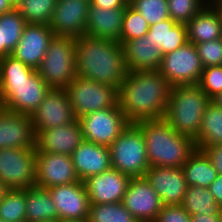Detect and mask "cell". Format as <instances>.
Returning <instances> with one entry per match:
<instances>
[{"mask_svg":"<svg viewBox=\"0 0 222 222\" xmlns=\"http://www.w3.org/2000/svg\"><path fill=\"white\" fill-rule=\"evenodd\" d=\"M82 127L77 119L73 123L41 130L36 134V152L71 156L83 141Z\"/></svg>","mask_w":222,"mask_h":222,"instance_id":"cell-21","label":"cell"},{"mask_svg":"<svg viewBox=\"0 0 222 222\" xmlns=\"http://www.w3.org/2000/svg\"><path fill=\"white\" fill-rule=\"evenodd\" d=\"M131 177L110 168L83 181L90 204L121 203Z\"/></svg>","mask_w":222,"mask_h":222,"instance_id":"cell-17","label":"cell"},{"mask_svg":"<svg viewBox=\"0 0 222 222\" xmlns=\"http://www.w3.org/2000/svg\"><path fill=\"white\" fill-rule=\"evenodd\" d=\"M15 8V5L11 0H0V15L10 12Z\"/></svg>","mask_w":222,"mask_h":222,"instance_id":"cell-45","label":"cell"},{"mask_svg":"<svg viewBox=\"0 0 222 222\" xmlns=\"http://www.w3.org/2000/svg\"><path fill=\"white\" fill-rule=\"evenodd\" d=\"M77 77L119 89L127 76V67L120 42L88 35L76 38Z\"/></svg>","mask_w":222,"mask_h":222,"instance_id":"cell-3","label":"cell"},{"mask_svg":"<svg viewBox=\"0 0 222 222\" xmlns=\"http://www.w3.org/2000/svg\"><path fill=\"white\" fill-rule=\"evenodd\" d=\"M51 88L36 69L12 55L0 58V104L31 116Z\"/></svg>","mask_w":222,"mask_h":222,"instance_id":"cell-2","label":"cell"},{"mask_svg":"<svg viewBox=\"0 0 222 222\" xmlns=\"http://www.w3.org/2000/svg\"><path fill=\"white\" fill-rule=\"evenodd\" d=\"M146 36L161 49L163 55L188 42L186 24L176 23L171 18L149 26Z\"/></svg>","mask_w":222,"mask_h":222,"instance_id":"cell-26","label":"cell"},{"mask_svg":"<svg viewBox=\"0 0 222 222\" xmlns=\"http://www.w3.org/2000/svg\"><path fill=\"white\" fill-rule=\"evenodd\" d=\"M111 167L133 177H143L150 167L141 128L129 123L109 146Z\"/></svg>","mask_w":222,"mask_h":222,"instance_id":"cell-7","label":"cell"},{"mask_svg":"<svg viewBox=\"0 0 222 222\" xmlns=\"http://www.w3.org/2000/svg\"><path fill=\"white\" fill-rule=\"evenodd\" d=\"M37 72L50 88L65 89L77 76L76 38L54 36Z\"/></svg>","mask_w":222,"mask_h":222,"instance_id":"cell-6","label":"cell"},{"mask_svg":"<svg viewBox=\"0 0 222 222\" xmlns=\"http://www.w3.org/2000/svg\"><path fill=\"white\" fill-rule=\"evenodd\" d=\"M144 177L157 192L163 205H181L188 187L181 167L151 166L145 171Z\"/></svg>","mask_w":222,"mask_h":222,"instance_id":"cell-19","label":"cell"},{"mask_svg":"<svg viewBox=\"0 0 222 222\" xmlns=\"http://www.w3.org/2000/svg\"><path fill=\"white\" fill-rule=\"evenodd\" d=\"M190 218L181 205H163L154 222H190Z\"/></svg>","mask_w":222,"mask_h":222,"instance_id":"cell-40","label":"cell"},{"mask_svg":"<svg viewBox=\"0 0 222 222\" xmlns=\"http://www.w3.org/2000/svg\"><path fill=\"white\" fill-rule=\"evenodd\" d=\"M57 0H21L15 8L27 24H48Z\"/></svg>","mask_w":222,"mask_h":222,"instance_id":"cell-32","label":"cell"},{"mask_svg":"<svg viewBox=\"0 0 222 222\" xmlns=\"http://www.w3.org/2000/svg\"><path fill=\"white\" fill-rule=\"evenodd\" d=\"M218 7L221 9L222 11V1L218 4Z\"/></svg>","mask_w":222,"mask_h":222,"instance_id":"cell-51","label":"cell"},{"mask_svg":"<svg viewBox=\"0 0 222 222\" xmlns=\"http://www.w3.org/2000/svg\"><path fill=\"white\" fill-rule=\"evenodd\" d=\"M121 203L139 222H154L163 206L144 176L130 179Z\"/></svg>","mask_w":222,"mask_h":222,"instance_id":"cell-13","label":"cell"},{"mask_svg":"<svg viewBox=\"0 0 222 222\" xmlns=\"http://www.w3.org/2000/svg\"><path fill=\"white\" fill-rule=\"evenodd\" d=\"M211 101L198 85L172 86L164 119L174 131L195 140Z\"/></svg>","mask_w":222,"mask_h":222,"instance_id":"cell-5","label":"cell"},{"mask_svg":"<svg viewBox=\"0 0 222 222\" xmlns=\"http://www.w3.org/2000/svg\"><path fill=\"white\" fill-rule=\"evenodd\" d=\"M122 48L127 71L159 69L163 54L147 36L125 41Z\"/></svg>","mask_w":222,"mask_h":222,"instance_id":"cell-24","label":"cell"},{"mask_svg":"<svg viewBox=\"0 0 222 222\" xmlns=\"http://www.w3.org/2000/svg\"><path fill=\"white\" fill-rule=\"evenodd\" d=\"M187 186L208 188L218 173L201 149H196L181 167Z\"/></svg>","mask_w":222,"mask_h":222,"instance_id":"cell-28","label":"cell"},{"mask_svg":"<svg viewBox=\"0 0 222 222\" xmlns=\"http://www.w3.org/2000/svg\"><path fill=\"white\" fill-rule=\"evenodd\" d=\"M198 86L212 100L222 92V65L203 68Z\"/></svg>","mask_w":222,"mask_h":222,"instance_id":"cell-38","label":"cell"},{"mask_svg":"<svg viewBox=\"0 0 222 222\" xmlns=\"http://www.w3.org/2000/svg\"><path fill=\"white\" fill-rule=\"evenodd\" d=\"M148 31L149 25L147 21L128 5L123 16L121 39L119 42L123 44L125 41L146 36Z\"/></svg>","mask_w":222,"mask_h":222,"instance_id":"cell-36","label":"cell"},{"mask_svg":"<svg viewBox=\"0 0 222 222\" xmlns=\"http://www.w3.org/2000/svg\"><path fill=\"white\" fill-rule=\"evenodd\" d=\"M187 40L193 44L222 39V11L206 5L187 24Z\"/></svg>","mask_w":222,"mask_h":222,"instance_id":"cell-25","label":"cell"},{"mask_svg":"<svg viewBox=\"0 0 222 222\" xmlns=\"http://www.w3.org/2000/svg\"><path fill=\"white\" fill-rule=\"evenodd\" d=\"M48 190L56 205L58 220H88L90 201L82 181Z\"/></svg>","mask_w":222,"mask_h":222,"instance_id":"cell-16","label":"cell"},{"mask_svg":"<svg viewBox=\"0 0 222 222\" xmlns=\"http://www.w3.org/2000/svg\"><path fill=\"white\" fill-rule=\"evenodd\" d=\"M219 143H222V108L211 101L204 112L195 144L208 147Z\"/></svg>","mask_w":222,"mask_h":222,"instance_id":"cell-30","label":"cell"},{"mask_svg":"<svg viewBox=\"0 0 222 222\" xmlns=\"http://www.w3.org/2000/svg\"><path fill=\"white\" fill-rule=\"evenodd\" d=\"M190 222H221L220 216H213L210 214H195L191 216Z\"/></svg>","mask_w":222,"mask_h":222,"instance_id":"cell-44","label":"cell"},{"mask_svg":"<svg viewBox=\"0 0 222 222\" xmlns=\"http://www.w3.org/2000/svg\"><path fill=\"white\" fill-rule=\"evenodd\" d=\"M57 222H88V220H57Z\"/></svg>","mask_w":222,"mask_h":222,"instance_id":"cell-49","label":"cell"},{"mask_svg":"<svg viewBox=\"0 0 222 222\" xmlns=\"http://www.w3.org/2000/svg\"><path fill=\"white\" fill-rule=\"evenodd\" d=\"M79 181L71 156L36 152V186L49 189Z\"/></svg>","mask_w":222,"mask_h":222,"instance_id":"cell-14","label":"cell"},{"mask_svg":"<svg viewBox=\"0 0 222 222\" xmlns=\"http://www.w3.org/2000/svg\"><path fill=\"white\" fill-rule=\"evenodd\" d=\"M218 205L222 207V174H218L216 179L208 187Z\"/></svg>","mask_w":222,"mask_h":222,"instance_id":"cell-43","label":"cell"},{"mask_svg":"<svg viewBox=\"0 0 222 222\" xmlns=\"http://www.w3.org/2000/svg\"><path fill=\"white\" fill-rule=\"evenodd\" d=\"M77 118L65 89H52L31 115L35 134L41 130L68 125Z\"/></svg>","mask_w":222,"mask_h":222,"instance_id":"cell-12","label":"cell"},{"mask_svg":"<svg viewBox=\"0 0 222 222\" xmlns=\"http://www.w3.org/2000/svg\"><path fill=\"white\" fill-rule=\"evenodd\" d=\"M171 89L158 70L128 71L118 89V105L130 123L163 119Z\"/></svg>","mask_w":222,"mask_h":222,"instance_id":"cell-1","label":"cell"},{"mask_svg":"<svg viewBox=\"0 0 222 222\" xmlns=\"http://www.w3.org/2000/svg\"><path fill=\"white\" fill-rule=\"evenodd\" d=\"M205 5L218 6L222 0H201Z\"/></svg>","mask_w":222,"mask_h":222,"instance_id":"cell-48","label":"cell"},{"mask_svg":"<svg viewBox=\"0 0 222 222\" xmlns=\"http://www.w3.org/2000/svg\"><path fill=\"white\" fill-rule=\"evenodd\" d=\"M136 124L143 132L150 167H182L197 149L194 139L174 131L164 118Z\"/></svg>","mask_w":222,"mask_h":222,"instance_id":"cell-4","label":"cell"},{"mask_svg":"<svg viewBox=\"0 0 222 222\" xmlns=\"http://www.w3.org/2000/svg\"><path fill=\"white\" fill-rule=\"evenodd\" d=\"M80 181L111 168L110 149L107 146L83 140L71 154Z\"/></svg>","mask_w":222,"mask_h":222,"instance_id":"cell-22","label":"cell"},{"mask_svg":"<svg viewBox=\"0 0 222 222\" xmlns=\"http://www.w3.org/2000/svg\"><path fill=\"white\" fill-rule=\"evenodd\" d=\"M170 18L187 24L206 5L201 0H167Z\"/></svg>","mask_w":222,"mask_h":222,"instance_id":"cell-37","label":"cell"},{"mask_svg":"<svg viewBox=\"0 0 222 222\" xmlns=\"http://www.w3.org/2000/svg\"><path fill=\"white\" fill-rule=\"evenodd\" d=\"M88 222H139L122 203L90 204Z\"/></svg>","mask_w":222,"mask_h":222,"instance_id":"cell-34","label":"cell"},{"mask_svg":"<svg viewBox=\"0 0 222 222\" xmlns=\"http://www.w3.org/2000/svg\"><path fill=\"white\" fill-rule=\"evenodd\" d=\"M126 7L103 9L89 5L85 35L119 42Z\"/></svg>","mask_w":222,"mask_h":222,"instance_id":"cell-23","label":"cell"},{"mask_svg":"<svg viewBox=\"0 0 222 222\" xmlns=\"http://www.w3.org/2000/svg\"><path fill=\"white\" fill-rule=\"evenodd\" d=\"M54 36L48 24H27L11 55L37 70Z\"/></svg>","mask_w":222,"mask_h":222,"instance_id":"cell-20","label":"cell"},{"mask_svg":"<svg viewBox=\"0 0 222 222\" xmlns=\"http://www.w3.org/2000/svg\"><path fill=\"white\" fill-rule=\"evenodd\" d=\"M203 68L222 65V39L195 44Z\"/></svg>","mask_w":222,"mask_h":222,"instance_id":"cell-39","label":"cell"},{"mask_svg":"<svg viewBox=\"0 0 222 222\" xmlns=\"http://www.w3.org/2000/svg\"><path fill=\"white\" fill-rule=\"evenodd\" d=\"M90 4L103 8V9H115L121 7H127L129 3L126 0H89Z\"/></svg>","mask_w":222,"mask_h":222,"instance_id":"cell-42","label":"cell"},{"mask_svg":"<svg viewBox=\"0 0 222 222\" xmlns=\"http://www.w3.org/2000/svg\"><path fill=\"white\" fill-rule=\"evenodd\" d=\"M181 206L190 216L210 214L220 216L222 207L218 205L208 188L188 186Z\"/></svg>","mask_w":222,"mask_h":222,"instance_id":"cell-31","label":"cell"},{"mask_svg":"<svg viewBox=\"0 0 222 222\" xmlns=\"http://www.w3.org/2000/svg\"><path fill=\"white\" fill-rule=\"evenodd\" d=\"M89 0H57L49 26L55 36L79 38L85 35Z\"/></svg>","mask_w":222,"mask_h":222,"instance_id":"cell-15","label":"cell"},{"mask_svg":"<svg viewBox=\"0 0 222 222\" xmlns=\"http://www.w3.org/2000/svg\"><path fill=\"white\" fill-rule=\"evenodd\" d=\"M8 190L9 188L0 181V202L2 201Z\"/></svg>","mask_w":222,"mask_h":222,"instance_id":"cell-46","label":"cell"},{"mask_svg":"<svg viewBox=\"0 0 222 222\" xmlns=\"http://www.w3.org/2000/svg\"><path fill=\"white\" fill-rule=\"evenodd\" d=\"M14 5L18 4L21 0H11Z\"/></svg>","mask_w":222,"mask_h":222,"instance_id":"cell-50","label":"cell"},{"mask_svg":"<svg viewBox=\"0 0 222 222\" xmlns=\"http://www.w3.org/2000/svg\"><path fill=\"white\" fill-rule=\"evenodd\" d=\"M26 189H9L0 202L2 222H26Z\"/></svg>","mask_w":222,"mask_h":222,"instance_id":"cell-33","label":"cell"},{"mask_svg":"<svg viewBox=\"0 0 222 222\" xmlns=\"http://www.w3.org/2000/svg\"><path fill=\"white\" fill-rule=\"evenodd\" d=\"M26 25L16 8L0 15V58L11 55Z\"/></svg>","mask_w":222,"mask_h":222,"instance_id":"cell-29","label":"cell"},{"mask_svg":"<svg viewBox=\"0 0 222 222\" xmlns=\"http://www.w3.org/2000/svg\"><path fill=\"white\" fill-rule=\"evenodd\" d=\"M26 222L57 221L58 213L49 190L36 185L26 188Z\"/></svg>","mask_w":222,"mask_h":222,"instance_id":"cell-27","label":"cell"},{"mask_svg":"<svg viewBox=\"0 0 222 222\" xmlns=\"http://www.w3.org/2000/svg\"><path fill=\"white\" fill-rule=\"evenodd\" d=\"M36 147L31 116L0 107V149Z\"/></svg>","mask_w":222,"mask_h":222,"instance_id":"cell-18","label":"cell"},{"mask_svg":"<svg viewBox=\"0 0 222 222\" xmlns=\"http://www.w3.org/2000/svg\"><path fill=\"white\" fill-rule=\"evenodd\" d=\"M36 147L0 149V181L9 189L34 186Z\"/></svg>","mask_w":222,"mask_h":222,"instance_id":"cell-10","label":"cell"},{"mask_svg":"<svg viewBox=\"0 0 222 222\" xmlns=\"http://www.w3.org/2000/svg\"><path fill=\"white\" fill-rule=\"evenodd\" d=\"M83 139L88 142L109 147L130 123L119 105L94 111L78 119Z\"/></svg>","mask_w":222,"mask_h":222,"instance_id":"cell-11","label":"cell"},{"mask_svg":"<svg viewBox=\"0 0 222 222\" xmlns=\"http://www.w3.org/2000/svg\"><path fill=\"white\" fill-rule=\"evenodd\" d=\"M212 101L219 107L222 108V92L219 93L216 97L212 99Z\"/></svg>","mask_w":222,"mask_h":222,"instance_id":"cell-47","label":"cell"},{"mask_svg":"<svg viewBox=\"0 0 222 222\" xmlns=\"http://www.w3.org/2000/svg\"><path fill=\"white\" fill-rule=\"evenodd\" d=\"M197 148L201 149L206 154L217 173L222 174V143Z\"/></svg>","mask_w":222,"mask_h":222,"instance_id":"cell-41","label":"cell"},{"mask_svg":"<svg viewBox=\"0 0 222 222\" xmlns=\"http://www.w3.org/2000/svg\"><path fill=\"white\" fill-rule=\"evenodd\" d=\"M65 90L77 119L118 105L117 88L90 79L76 76Z\"/></svg>","mask_w":222,"mask_h":222,"instance_id":"cell-8","label":"cell"},{"mask_svg":"<svg viewBox=\"0 0 222 222\" xmlns=\"http://www.w3.org/2000/svg\"><path fill=\"white\" fill-rule=\"evenodd\" d=\"M158 71L171 86L198 85L203 66L195 44L187 42L163 55Z\"/></svg>","mask_w":222,"mask_h":222,"instance_id":"cell-9","label":"cell"},{"mask_svg":"<svg viewBox=\"0 0 222 222\" xmlns=\"http://www.w3.org/2000/svg\"><path fill=\"white\" fill-rule=\"evenodd\" d=\"M129 5L142 15L149 26L170 18L167 0H131Z\"/></svg>","mask_w":222,"mask_h":222,"instance_id":"cell-35","label":"cell"}]
</instances>
